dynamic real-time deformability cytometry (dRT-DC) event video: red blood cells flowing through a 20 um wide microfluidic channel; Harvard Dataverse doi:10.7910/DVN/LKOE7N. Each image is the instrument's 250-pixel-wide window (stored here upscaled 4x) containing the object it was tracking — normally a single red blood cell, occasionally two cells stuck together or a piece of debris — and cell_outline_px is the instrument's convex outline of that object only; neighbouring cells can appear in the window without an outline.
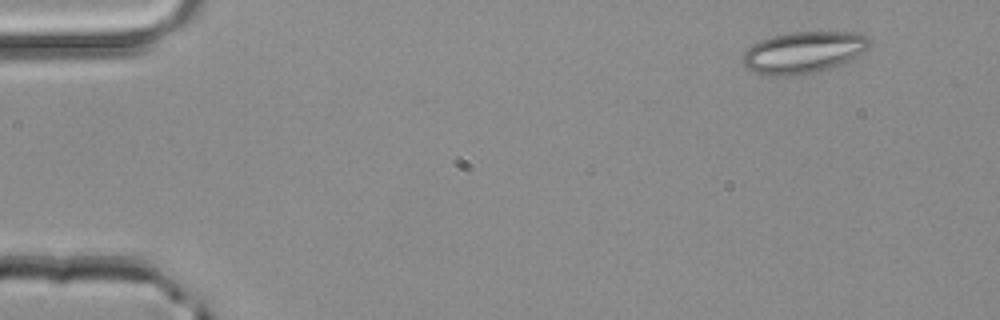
{"species": "common noctule bat (a hibernating species)", "species_latin": "Nyctalus noctula", "temperature_condition": "room temperature", "stored_images_in_passage": 4, "segment_of_instrument_passage": [1, 2], "camera_frame_rate_fps": 3000, "um_per_image_px": 0.085, "animal": {"sex": "male", "body_mass_g": 20.4}, "frame": {"image": 1, "passage_image": 1, "time_ms": 0.0, "image_size_px": [1000, 320], "cell_outline_px": [[872, 44], [868, 48], [852, 60], [832, 68], [792, 76], [772, 76], [752, 72], [740, 60], [740, 56], [752, 44], [760, 40], [772, 36], [792, 32], [856, 32], [868, 36], [872, 40]], "centroid_in_image_um": [68.3, 4.45], "position_along_channel_um": 16.7, "area_um2": 31.21}}
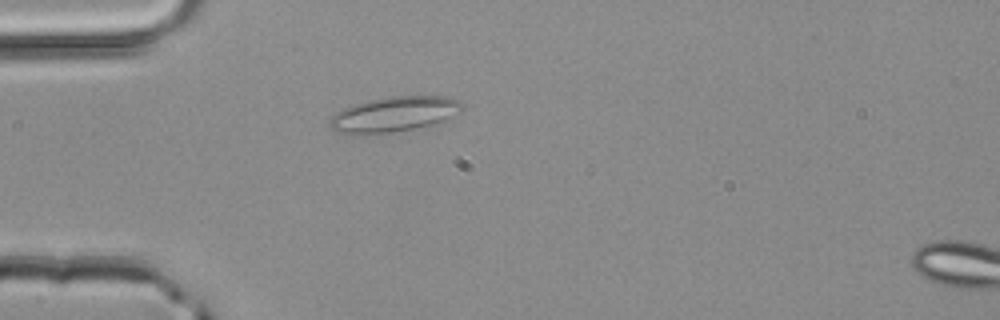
{"frame": {"image": 2, "passage_image": 3, "time_ms": 0.667, "image_size_px": [1000, 320], "cell_outline_px": [[464, 108], [460, 112], [440, 124], [392, 132], [352, 136], [344, 136], [332, 132], [328, 128], [328, 120], [336, 112], [344, 108], [368, 100], [392, 96], [448, 96], [460, 100], [464, 104]], "centroid_in_image_um": [33.47, 9.75], "position_along_channel_um": 51.5, "area_um2": 28.21}}